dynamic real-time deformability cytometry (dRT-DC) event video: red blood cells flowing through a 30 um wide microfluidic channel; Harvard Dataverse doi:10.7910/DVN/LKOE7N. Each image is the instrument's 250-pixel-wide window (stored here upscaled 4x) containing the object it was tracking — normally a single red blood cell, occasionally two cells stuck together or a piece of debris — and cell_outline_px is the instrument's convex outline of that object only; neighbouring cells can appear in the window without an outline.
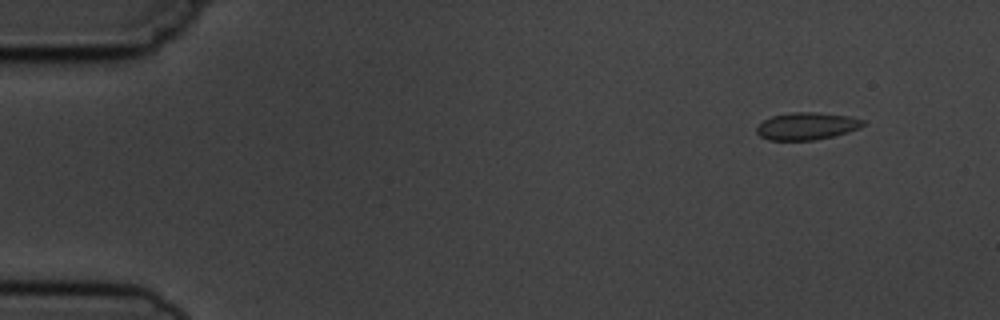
{"species": "common noctule bat (a hibernating species)", "species_latin": "Nyctalus noctula", "temperature_condition": "cold", "stored_images_in_passage": 5, "camera_frame_rate_fps": 3000, "um_per_image_px": 0.085, "animal": {"sex": "male", "body_mass_g": 19.5, "forearm_length_mm": 54.6}, "frame": {"image": 1, "passage_image": 2, "time_ms": 1.333, "image_size_px": [1000, 320], "cell_outline_px": [[864, 124], [860, 128], [848, 132], [832, 136], [812, 140], [768, 140], [760, 136], [756, 132], [756, 128], [764, 120], [772, 116], [792, 112], [816, 112], [848, 116], [864, 120]], "centroid_in_image_um": [68.56, 10.72], "position_along_channel_um": 16.4, "area_um2": 16.82}}
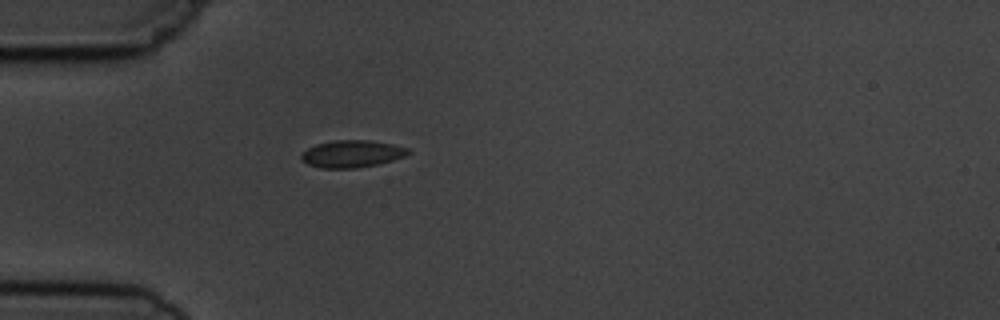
{"frame": {"image": 2, "passage_image": 5, "time_ms": 5.0, "image_size_px": [1000, 320], "cell_outline_px": [[412, 152], [404, 156], [392, 160], [376, 164], [356, 168], [320, 168], [308, 164], [300, 160], [300, 156], [308, 148], [316, 144], [336, 140], [368, 140], [392, 144], [408, 148]], "centroid_in_image_um": [29.9, 13.07], "position_along_channel_um": 55.1, "area_um2": 16.82}}